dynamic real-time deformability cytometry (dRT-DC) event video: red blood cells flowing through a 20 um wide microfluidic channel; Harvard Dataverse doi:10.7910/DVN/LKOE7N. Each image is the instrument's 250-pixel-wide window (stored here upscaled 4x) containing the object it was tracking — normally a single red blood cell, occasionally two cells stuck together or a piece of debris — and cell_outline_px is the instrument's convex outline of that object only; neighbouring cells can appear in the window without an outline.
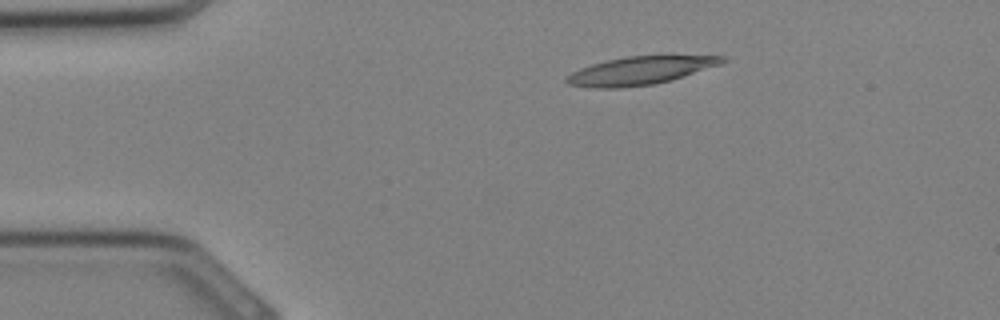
{"species": "Egyptian fruit bat (a non-hibernating species)", "species_latin": "Rousettus aegyptiacus", "temperature_condition": "cold", "stored_images_in_passage": 32, "camera_frame_rate_fps": 3000, "um_per_image_px": 0.085, "animal": {"sex": "female"}, "frame": {"image": 1, "passage_image": 5, "time_ms": 1.333, "image_size_px": [1000, 320], "cell_outline_px": [[728, 60], [720, 64], [672, 80], [656, 84], [620, 88], [596, 88], [568, 84], [564, 80], [572, 72], [580, 68], [592, 64], [608, 60], [628, 56], [724, 56]], "centroid_in_image_um": [54.4, 6.01], "position_along_channel_um": 30.6, "area_um2": 25.2}}
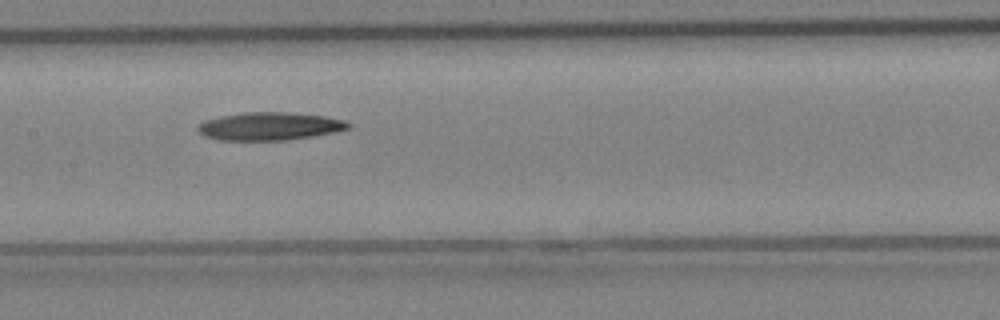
{"frame": {"image": 2, "passage_image": 15, "time_ms": 4.667, "image_size_px": [1000, 320], "cell_outline_px": [[352, 124], [348, 128], [336, 132], [288, 140], [216, 140], [204, 136], [196, 128], [196, 124], [204, 120], [220, 116], [244, 112], [288, 112], [324, 116], [344, 120]], "centroid_in_image_um": [22.87, 10.73], "position_along_channel_um": 184.5, "area_um2": 24.68}}
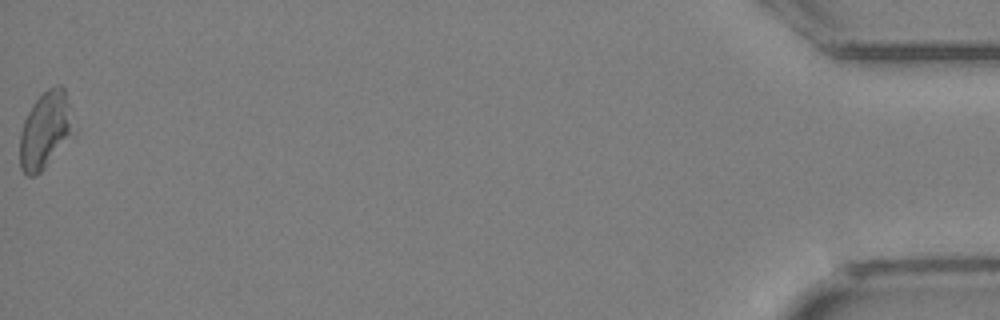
{"frame": {"image": 3, "passage_image": 32, "time_ms": 10.333, "image_size_px": [1000, 320], "cell_outline_px": [[76, 136], [36, 176], [28, 176], [20, 168], [20, 132], [24, 120], [32, 104], [48, 88], [60, 84], [64, 88], [76, 132]], "centroid_in_image_um": [3.89, 11.1], "position_along_channel_um": 431.3, "area_um2": 24.51}}